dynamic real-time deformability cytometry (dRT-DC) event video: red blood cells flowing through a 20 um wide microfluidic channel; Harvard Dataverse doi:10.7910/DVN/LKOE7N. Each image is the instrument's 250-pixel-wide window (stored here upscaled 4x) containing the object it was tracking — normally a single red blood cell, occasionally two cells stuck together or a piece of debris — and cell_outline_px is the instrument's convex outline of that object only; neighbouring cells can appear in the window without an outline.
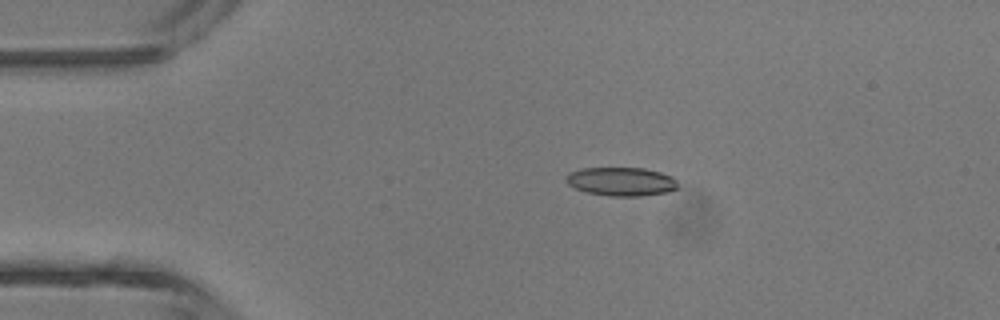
{"species": "common noctule bat (a hibernating species)", "species_latin": "Nyctalus noctula", "temperature_condition": "room temperature", "stored_images_in_passage": 4, "camera_frame_rate_fps": 3000, "um_per_image_px": 0.085, "animal": {"sex": "male", "body_mass_g": 13.3}, "frame": {"image": 1, "passage_image": 2, "time_ms": 1.333, "image_size_px": [1000, 320], "cell_outline_px": [[680, 188], [668, 192], [640, 196], [608, 196], [588, 192], [576, 188], [568, 184], [564, 180], [568, 172], [580, 168], [644, 168], [660, 172], [672, 176], [676, 180]], "centroid_in_image_um": [52.82, 15.43], "position_along_channel_um": 32.2, "area_um2": 18.84}}
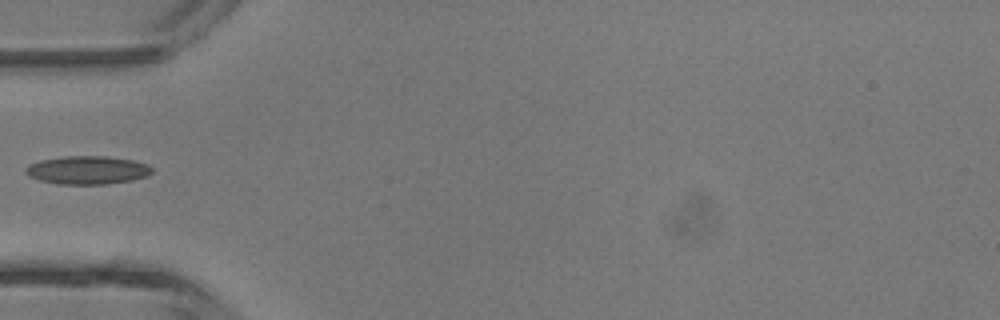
{"frame": {"image": 2, "passage_image": 4, "time_ms": 3.333, "image_size_px": [1000, 320], "cell_outline_px": [[152, 172], [148, 176], [132, 180], [108, 184], [60, 184], [40, 180], [28, 176], [24, 172], [24, 168], [28, 164], [40, 160], [64, 156], [108, 156], [132, 160], [148, 164], [152, 168]], "centroid_in_image_um": [7.42, 14.45], "position_along_channel_um": 77.6, "area_um2": 20.98}}